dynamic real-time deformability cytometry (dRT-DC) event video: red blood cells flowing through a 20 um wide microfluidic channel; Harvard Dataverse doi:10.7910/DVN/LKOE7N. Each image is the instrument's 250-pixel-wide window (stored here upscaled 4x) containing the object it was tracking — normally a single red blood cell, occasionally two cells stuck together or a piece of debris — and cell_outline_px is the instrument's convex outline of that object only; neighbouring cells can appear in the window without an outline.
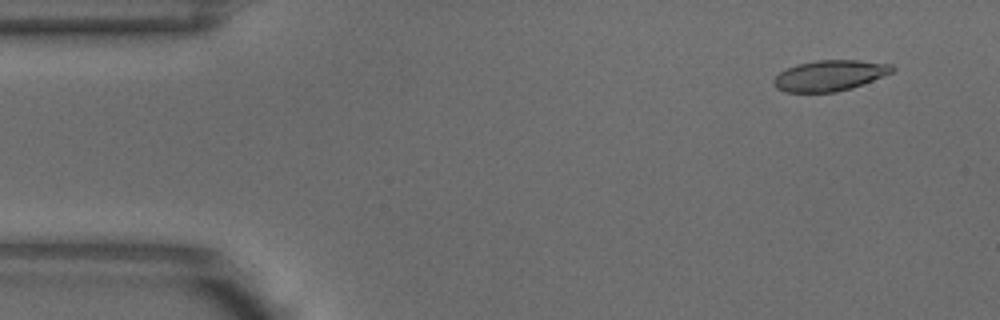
{"species": "common noctule bat (a hibernating species)", "species_latin": "Nyctalus noctula", "temperature_condition": "warm", "stored_images_in_passage": 3, "camera_frame_rate_fps": 3000, "um_per_image_px": 0.085, "animal": {"sex": "male", "body_mass_g": 18.8}, "frame": {"image": 1, "passage_image": 1, "time_ms": 0.0, "image_size_px": [1000, 320], "cell_outline_px": [[896, 68], [892, 72], [852, 88], [836, 92], [784, 92], [776, 88], [772, 84], [772, 80], [780, 72], [796, 64], [816, 60], [856, 60], [892, 64]], "centroid_in_image_um": [70.49, 6.42], "position_along_channel_um": 14.5, "area_um2": 21.21}}
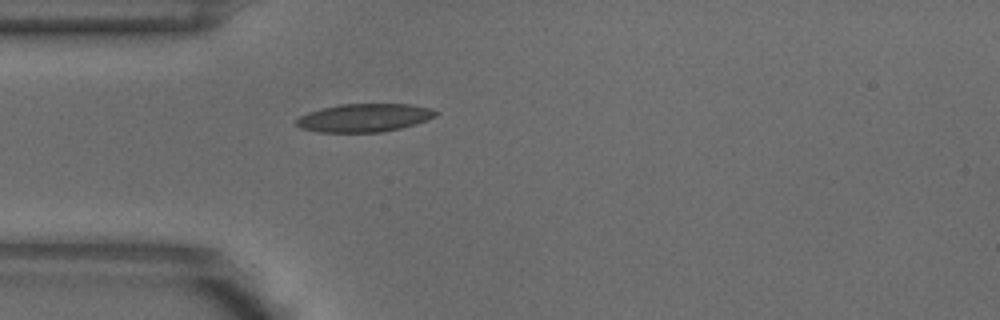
{"frame": {"image": 2, "passage_image": 3, "time_ms": 0.667, "image_size_px": [1000, 320], "cell_outline_px": [[440, 112], [436, 116], [428, 120], [416, 124], [400, 128], [380, 132], [320, 132], [300, 128], [296, 124], [296, 120], [300, 116], [308, 112], [320, 108], [340, 104], [412, 104], [432, 108]], "centroid_in_image_um": [31.0, 10.0], "position_along_channel_um": 54.0, "area_um2": 23.06}}